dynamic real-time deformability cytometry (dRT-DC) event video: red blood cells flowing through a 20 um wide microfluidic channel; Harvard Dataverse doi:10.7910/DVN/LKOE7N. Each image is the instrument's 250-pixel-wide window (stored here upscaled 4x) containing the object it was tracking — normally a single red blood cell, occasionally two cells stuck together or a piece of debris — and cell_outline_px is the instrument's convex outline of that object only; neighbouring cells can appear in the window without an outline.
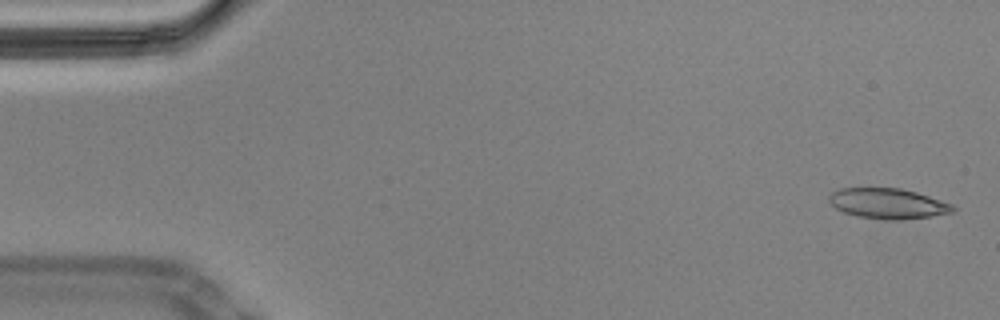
{"species": "Egyptian fruit bat (a non-hibernating species)", "species_latin": "Rousettus aegyptiacus", "temperature_condition": "cold", "stored_images_in_passage": 58, "camera_frame_rate_fps": 3000, "um_per_image_px": 0.085, "animal": {"sex": "male"}, "frame": {"image": 1, "passage_image": 1, "time_ms": 0.0, "image_size_px": [1000, 320], "cell_outline_px": [[956, 208], [952, 212], [932, 216], [900, 220], [884, 220], [856, 216], [844, 212], [836, 208], [828, 200], [828, 196], [832, 192], [840, 188], [900, 188], [916, 192], [952, 204]], "centroid_in_image_um": [75.45, 17.3], "position_along_channel_um": 9.5, "area_um2": 21.91}, "authors_computed_cell_mechanics": {"area_um2": 23.0911, "velocity_mm_per_s": 3.4563, "shape_relaxation_time_tau1_ms": null, "shape_relaxation_time_tau2_ms": 2.3618, "deformation_change_tau1": null, "deformation_change_tau2": 0.0933}}